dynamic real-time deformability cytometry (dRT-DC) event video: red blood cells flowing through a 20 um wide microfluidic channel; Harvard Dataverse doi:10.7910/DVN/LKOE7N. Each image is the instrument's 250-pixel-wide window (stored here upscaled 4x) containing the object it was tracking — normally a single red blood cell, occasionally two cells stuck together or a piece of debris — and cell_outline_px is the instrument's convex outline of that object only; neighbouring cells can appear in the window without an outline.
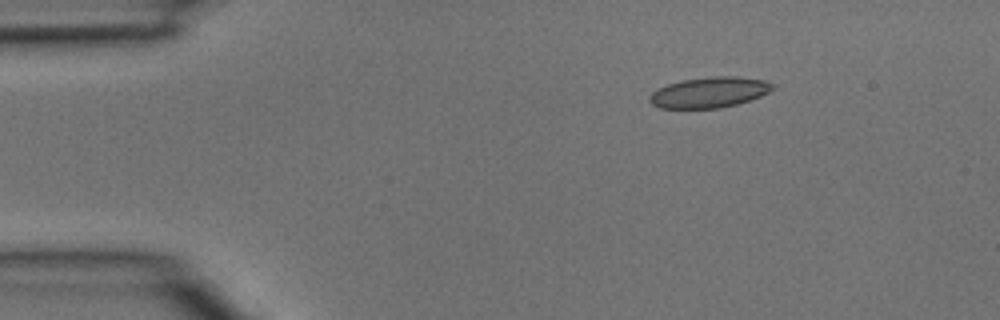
{"species": "common noctule bat (a hibernating species)", "species_latin": "Nyctalus noctula", "temperature_condition": "room temperature", "stored_images_in_passage": 3, "camera_frame_rate_fps": 3000, "um_per_image_px": 0.085, "animal": {"sex": "male", "body_mass_g": 15.6}, "frame": {"image": 1, "passage_image": 1, "time_ms": 0.0, "image_size_px": [1000, 320], "cell_outline_px": [[776, 88], [760, 96], [736, 104], [720, 108], [660, 108], [652, 104], [648, 100], [648, 96], [652, 92], [668, 84], [680, 80], [712, 76], [736, 76], [764, 80], [776, 84]], "centroid_in_image_um": [60.3, 7.84], "position_along_channel_um": 24.7, "area_um2": 22.02}}